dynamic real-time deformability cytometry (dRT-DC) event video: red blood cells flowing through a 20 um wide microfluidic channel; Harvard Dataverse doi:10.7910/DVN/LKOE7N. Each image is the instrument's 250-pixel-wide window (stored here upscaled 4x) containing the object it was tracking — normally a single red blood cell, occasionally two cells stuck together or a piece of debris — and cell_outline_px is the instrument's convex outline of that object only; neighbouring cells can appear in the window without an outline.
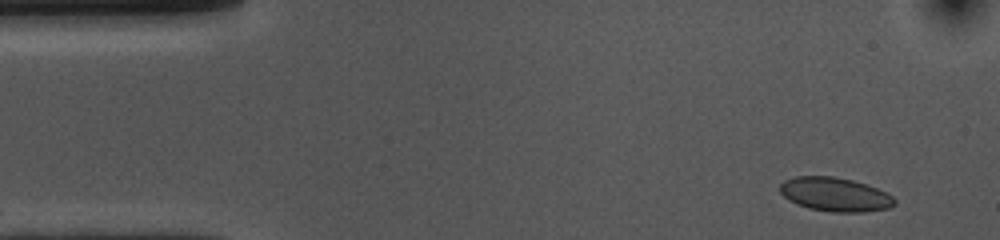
{"species": "common noctule bat (a hibernating species)", "species_latin": "Nyctalus noctula", "temperature_condition": "cold", "stored_images_in_passage": 48, "camera_frame_rate_fps": 3000, "um_per_image_px": 0.085, "animal": {"sex": "female", "body_mass_g": 10.0, "forearm_length_mm": 53.1}, "frame": {"image": 1, "passage_image": 1, "time_ms": 0.0, "image_size_px": [1000, 240], "cell_outline_px": [[896, 204], [888, 208], [864, 212], [832, 212], [808, 208], [796, 204], [788, 200], [780, 192], [780, 184], [784, 180], [796, 176], [832, 176], [852, 180], [876, 188], [892, 196], [896, 200]], "centroid_in_image_um": [70.95, 16.53], "position_along_channel_um": 14.0, "area_um2": 22.6}}
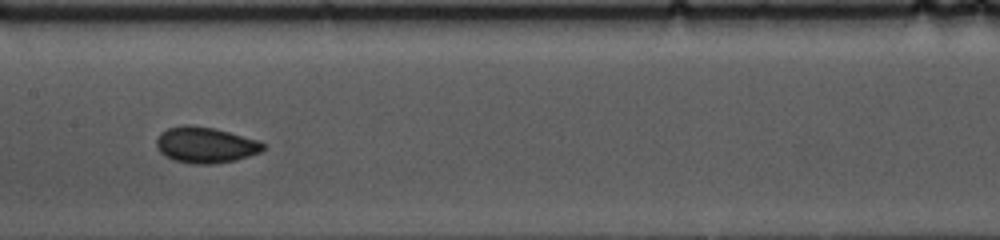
{"frame": {"image": 2, "passage_image": 22, "time_ms": 7.0, "image_size_px": [1000, 240], "cell_outline_px": [[264, 148], [260, 152], [236, 160], [212, 164], [196, 164], [176, 160], [164, 156], [160, 152], [156, 144], [156, 140], [160, 132], [168, 128], [184, 124], [188, 124], [212, 128], [228, 132], [256, 140], [264, 144]], "centroid_in_image_um": [17.42, 12.32], "position_along_channel_um": 190.0, "area_um2": 22.08}}
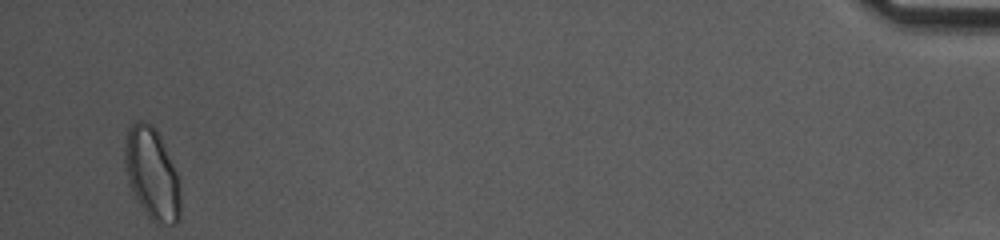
{"frame": {"image": 3, "passage_image": 48, "time_ms": 15.667, "image_size_px": [1000, 240], "cell_outline_px": [[180, 216], [176, 224], [156, 224], [148, 216], [136, 200], [128, 180], [124, 160], [124, 144], [128, 128], [136, 120], [144, 120], [152, 124], [156, 128], [160, 136], [176, 172], [180, 196]], "centroid_in_image_um": [12.9, 14.75], "position_along_channel_um": 422.3, "area_um2": 29.71}, "authors_computed_cell_mechanics": {"area_um2": 21.8195, "velocity_mm_per_s": 3.7067, "shape_relaxation_time_tau1_ms": 8.8915, "shape_relaxation_time_tau2_ms": null, "deformation_change_tau1": 0.1115, "deformation_change_tau2": null}}